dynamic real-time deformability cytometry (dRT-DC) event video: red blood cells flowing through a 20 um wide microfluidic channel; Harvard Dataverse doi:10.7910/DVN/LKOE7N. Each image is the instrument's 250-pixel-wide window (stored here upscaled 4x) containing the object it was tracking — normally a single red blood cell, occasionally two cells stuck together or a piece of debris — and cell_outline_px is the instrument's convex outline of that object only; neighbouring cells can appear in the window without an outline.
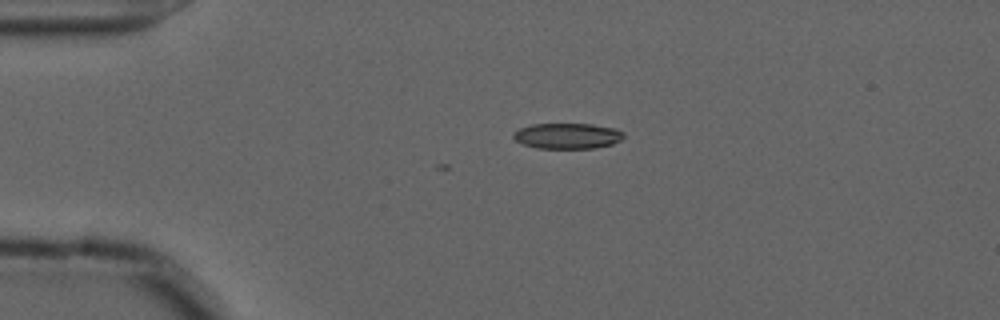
{"species": "common noctule bat (a hibernating species)", "species_latin": "Nyctalus noctula", "temperature_condition": "cold", "stored_images_in_passage": 4, "camera_frame_rate_fps": 3000, "um_per_image_px": 0.085, "animal": {"sex": "male", "forearm_length_mm": 52.5}, "frame": {"image": 1, "passage_image": 1, "time_ms": 0.0, "image_size_px": [1000, 320], "cell_outline_px": [[624, 136], [620, 140], [612, 144], [596, 148], [536, 148], [524, 144], [516, 140], [512, 136], [520, 128], [532, 124], [592, 124], [616, 128], [624, 132]], "centroid_in_image_um": [48.27, 11.55], "position_along_channel_um": 36.7, "area_um2": 16.42}}